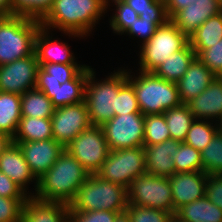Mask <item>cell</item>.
<instances>
[{"mask_svg":"<svg viewBox=\"0 0 222 222\" xmlns=\"http://www.w3.org/2000/svg\"><path fill=\"white\" fill-rule=\"evenodd\" d=\"M113 109L115 115L141 113L133 84L129 80L120 87Z\"/></svg>","mask_w":222,"mask_h":222,"instance_id":"obj_39","label":"cell"},{"mask_svg":"<svg viewBox=\"0 0 222 222\" xmlns=\"http://www.w3.org/2000/svg\"><path fill=\"white\" fill-rule=\"evenodd\" d=\"M48 34V29L41 26L35 36L34 52L39 66L48 63L77 64L74 61L73 53L69 51V46L59 40L58 42L51 40L52 37L48 36Z\"/></svg>","mask_w":222,"mask_h":222,"instance_id":"obj_22","label":"cell"},{"mask_svg":"<svg viewBox=\"0 0 222 222\" xmlns=\"http://www.w3.org/2000/svg\"><path fill=\"white\" fill-rule=\"evenodd\" d=\"M115 222H131V219L128 213L125 211L117 215Z\"/></svg>","mask_w":222,"mask_h":222,"instance_id":"obj_50","label":"cell"},{"mask_svg":"<svg viewBox=\"0 0 222 222\" xmlns=\"http://www.w3.org/2000/svg\"><path fill=\"white\" fill-rule=\"evenodd\" d=\"M35 52L0 66V91L22 95L36 87L39 68Z\"/></svg>","mask_w":222,"mask_h":222,"instance_id":"obj_13","label":"cell"},{"mask_svg":"<svg viewBox=\"0 0 222 222\" xmlns=\"http://www.w3.org/2000/svg\"><path fill=\"white\" fill-rule=\"evenodd\" d=\"M218 4L222 8V0H218Z\"/></svg>","mask_w":222,"mask_h":222,"instance_id":"obj_52","label":"cell"},{"mask_svg":"<svg viewBox=\"0 0 222 222\" xmlns=\"http://www.w3.org/2000/svg\"><path fill=\"white\" fill-rule=\"evenodd\" d=\"M53 138L51 118L21 117L13 142L41 141Z\"/></svg>","mask_w":222,"mask_h":222,"instance_id":"obj_28","label":"cell"},{"mask_svg":"<svg viewBox=\"0 0 222 222\" xmlns=\"http://www.w3.org/2000/svg\"><path fill=\"white\" fill-rule=\"evenodd\" d=\"M195 57L196 53L188 43L182 50L171 54L153 73L166 81L177 83Z\"/></svg>","mask_w":222,"mask_h":222,"instance_id":"obj_25","label":"cell"},{"mask_svg":"<svg viewBox=\"0 0 222 222\" xmlns=\"http://www.w3.org/2000/svg\"><path fill=\"white\" fill-rule=\"evenodd\" d=\"M198 58L219 77L222 74V39L212 47L204 49Z\"/></svg>","mask_w":222,"mask_h":222,"instance_id":"obj_42","label":"cell"},{"mask_svg":"<svg viewBox=\"0 0 222 222\" xmlns=\"http://www.w3.org/2000/svg\"><path fill=\"white\" fill-rule=\"evenodd\" d=\"M221 11L218 0H196L179 10L170 20L189 37L207 19Z\"/></svg>","mask_w":222,"mask_h":222,"instance_id":"obj_16","label":"cell"},{"mask_svg":"<svg viewBox=\"0 0 222 222\" xmlns=\"http://www.w3.org/2000/svg\"><path fill=\"white\" fill-rule=\"evenodd\" d=\"M131 222H171L173 214L155 208L128 205L126 208Z\"/></svg>","mask_w":222,"mask_h":222,"instance_id":"obj_40","label":"cell"},{"mask_svg":"<svg viewBox=\"0 0 222 222\" xmlns=\"http://www.w3.org/2000/svg\"><path fill=\"white\" fill-rule=\"evenodd\" d=\"M54 0H11L12 15L41 21L50 11Z\"/></svg>","mask_w":222,"mask_h":222,"instance_id":"obj_37","label":"cell"},{"mask_svg":"<svg viewBox=\"0 0 222 222\" xmlns=\"http://www.w3.org/2000/svg\"><path fill=\"white\" fill-rule=\"evenodd\" d=\"M207 179L208 175L203 171L174 173L169 177L174 213L180 207L205 196Z\"/></svg>","mask_w":222,"mask_h":222,"instance_id":"obj_15","label":"cell"},{"mask_svg":"<svg viewBox=\"0 0 222 222\" xmlns=\"http://www.w3.org/2000/svg\"><path fill=\"white\" fill-rule=\"evenodd\" d=\"M26 200L0 197V222H21L22 208Z\"/></svg>","mask_w":222,"mask_h":222,"instance_id":"obj_41","label":"cell"},{"mask_svg":"<svg viewBox=\"0 0 222 222\" xmlns=\"http://www.w3.org/2000/svg\"><path fill=\"white\" fill-rule=\"evenodd\" d=\"M55 109L48 96L36 88L21 95L22 117L51 118Z\"/></svg>","mask_w":222,"mask_h":222,"instance_id":"obj_30","label":"cell"},{"mask_svg":"<svg viewBox=\"0 0 222 222\" xmlns=\"http://www.w3.org/2000/svg\"><path fill=\"white\" fill-rule=\"evenodd\" d=\"M217 76L196 56L177 82L182 104L199 96Z\"/></svg>","mask_w":222,"mask_h":222,"instance_id":"obj_17","label":"cell"},{"mask_svg":"<svg viewBox=\"0 0 222 222\" xmlns=\"http://www.w3.org/2000/svg\"><path fill=\"white\" fill-rule=\"evenodd\" d=\"M205 196L222 209V174L208 175Z\"/></svg>","mask_w":222,"mask_h":222,"instance_id":"obj_46","label":"cell"},{"mask_svg":"<svg viewBox=\"0 0 222 222\" xmlns=\"http://www.w3.org/2000/svg\"><path fill=\"white\" fill-rule=\"evenodd\" d=\"M0 16H12L11 0H0Z\"/></svg>","mask_w":222,"mask_h":222,"instance_id":"obj_48","label":"cell"},{"mask_svg":"<svg viewBox=\"0 0 222 222\" xmlns=\"http://www.w3.org/2000/svg\"><path fill=\"white\" fill-rule=\"evenodd\" d=\"M53 139L67 146L76 136L92 124L86 102L56 108L51 117Z\"/></svg>","mask_w":222,"mask_h":222,"instance_id":"obj_12","label":"cell"},{"mask_svg":"<svg viewBox=\"0 0 222 222\" xmlns=\"http://www.w3.org/2000/svg\"><path fill=\"white\" fill-rule=\"evenodd\" d=\"M110 0H54L40 21L46 29L58 28L74 37L86 36L107 10ZM49 26V27H48Z\"/></svg>","mask_w":222,"mask_h":222,"instance_id":"obj_1","label":"cell"},{"mask_svg":"<svg viewBox=\"0 0 222 222\" xmlns=\"http://www.w3.org/2000/svg\"><path fill=\"white\" fill-rule=\"evenodd\" d=\"M118 212L98 210L92 212L69 211V222H115Z\"/></svg>","mask_w":222,"mask_h":222,"instance_id":"obj_43","label":"cell"},{"mask_svg":"<svg viewBox=\"0 0 222 222\" xmlns=\"http://www.w3.org/2000/svg\"><path fill=\"white\" fill-rule=\"evenodd\" d=\"M203 172L206 175L222 174V131L219 130L211 142L201 150Z\"/></svg>","mask_w":222,"mask_h":222,"instance_id":"obj_35","label":"cell"},{"mask_svg":"<svg viewBox=\"0 0 222 222\" xmlns=\"http://www.w3.org/2000/svg\"><path fill=\"white\" fill-rule=\"evenodd\" d=\"M21 222H69V205L42 201L30 194L22 208Z\"/></svg>","mask_w":222,"mask_h":222,"instance_id":"obj_19","label":"cell"},{"mask_svg":"<svg viewBox=\"0 0 222 222\" xmlns=\"http://www.w3.org/2000/svg\"><path fill=\"white\" fill-rule=\"evenodd\" d=\"M176 173L203 171L201 151L185 142H181L176 152L171 155Z\"/></svg>","mask_w":222,"mask_h":222,"instance_id":"obj_34","label":"cell"},{"mask_svg":"<svg viewBox=\"0 0 222 222\" xmlns=\"http://www.w3.org/2000/svg\"><path fill=\"white\" fill-rule=\"evenodd\" d=\"M90 173L64 150L54 165L38 179L36 199L69 205Z\"/></svg>","mask_w":222,"mask_h":222,"instance_id":"obj_2","label":"cell"},{"mask_svg":"<svg viewBox=\"0 0 222 222\" xmlns=\"http://www.w3.org/2000/svg\"><path fill=\"white\" fill-rule=\"evenodd\" d=\"M134 77L127 71V79L133 84L141 113L163 114L181 105L177 83L157 77L153 72H139Z\"/></svg>","mask_w":222,"mask_h":222,"instance_id":"obj_5","label":"cell"},{"mask_svg":"<svg viewBox=\"0 0 222 222\" xmlns=\"http://www.w3.org/2000/svg\"><path fill=\"white\" fill-rule=\"evenodd\" d=\"M40 21L23 16H0V66L34 53Z\"/></svg>","mask_w":222,"mask_h":222,"instance_id":"obj_4","label":"cell"},{"mask_svg":"<svg viewBox=\"0 0 222 222\" xmlns=\"http://www.w3.org/2000/svg\"><path fill=\"white\" fill-rule=\"evenodd\" d=\"M157 25L152 20L141 19L140 17L125 32L129 35L143 38V43L147 42L155 33Z\"/></svg>","mask_w":222,"mask_h":222,"instance_id":"obj_45","label":"cell"},{"mask_svg":"<svg viewBox=\"0 0 222 222\" xmlns=\"http://www.w3.org/2000/svg\"><path fill=\"white\" fill-rule=\"evenodd\" d=\"M168 139H171V136L164 115H145L144 146L160 144Z\"/></svg>","mask_w":222,"mask_h":222,"instance_id":"obj_36","label":"cell"},{"mask_svg":"<svg viewBox=\"0 0 222 222\" xmlns=\"http://www.w3.org/2000/svg\"><path fill=\"white\" fill-rule=\"evenodd\" d=\"M166 12L171 19L179 10L185 8L196 0H164Z\"/></svg>","mask_w":222,"mask_h":222,"instance_id":"obj_47","label":"cell"},{"mask_svg":"<svg viewBox=\"0 0 222 222\" xmlns=\"http://www.w3.org/2000/svg\"><path fill=\"white\" fill-rule=\"evenodd\" d=\"M180 143L168 139L160 144L144 146L146 173L168 178L176 173L171 155L176 152Z\"/></svg>","mask_w":222,"mask_h":222,"instance_id":"obj_20","label":"cell"},{"mask_svg":"<svg viewBox=\"0 0 222 222\" xmlns=\"http://www.w3.org/2000/svg\"><path fill=\"white\" fill-rule=\"evenodd\" d=\"M141 19L152 20L157 26L170 20L164 0H123Z\"/></svg>","mask_w":222,"mask_h":222,"instance_id":"obj_32","label":"cell"},{"mask_svg":"<svg viewBox=\"0 0 222 222\" xmlns=\"http://www.w3.org/2000/svg\"><path fill=\"white\" fill-rule=\"evenodd\" d=\"M89 66H85L72 80L66 81L56 89H38L45 93L55 108L85 101V86Z\"/></svg>","mask_w":222,"mask_h":222,"instance_id":"obj_23","label":"cell"},{"mask_svg":"<svg viewBox=\"0 0 222 222\" xmlns=\"http://www.w3.org/2000/svg\"><path fill=\"white\" fill-rule=\"evenodd\" d=\"M13 143L20 147L24 159L37 180L54 165L60 154L65 150V147L53 138Z\"/></svg>","mask_w":222,"mask_h":222,"instance_id":"obj_14","label":"cell"},{"mask_svg":"<svg viewBox=\"0 0 222 222\" xmlns=\"http://www.w3.org/2000/svg\"><path fill=\"white\" fill-rule=\"evenodd\" d=\"M25 191L13 182L7 175L0 171V197L14 198V199H27Z\"/></svg>","mask_w":222,"mask_h":222,"instance_id":"obj_44","label":"cell"},{"mask_svg":"<svg viewBox=\"0 0 222 222\" xmlns=\"http://www.w3.org/2000/svg\"><path fill=\"white\" fill-rule=\"evenodd\" d=\"M21 117V95L0 91V132L13 138Z\"/></svg>","mask_w":222,"mask_h":222,"instance_id":"obj_29","label":"cell"},{"mask_svg":"<svg viewBox=\"0 0 222 222\" xmlns=\"http://www.w3.org/2000/svg\"><path fill=\"white\" fill-rule=\"evenodd\" d=\"M13 142L12 138L6 133L0 132V155Z\"/></svg>","mask_w":222,"mask_h":222,"instance_id":"obj_49","label":"cell"},{"mask_svg":"<svg viewBox=\"0 0 222 222\" xmlns=\"http://www.w3.org/2000/svg\"><path fill=\"white\" fill-rule=\"evenodd\" d=\"M128 206L127 188L90 174L69 204V211L92 212L106 210L122 213Z\"/></svg>","mask_w":222,"mask_h":222,"instance_id":"obj_3","label":"cell"},{"mask_svg":"<svg viewBox=\"0 0 222 222\" xmlns=\"http://www.w3.org/2000/svg\"><path fill=\"white\" fill-rule=\"evenodd\" d=\"M175 214L188 222H222V209L206 196L180 207Z\"/></svg>","mask_w":222,"mask_h":222,"instance_id":"obj_27","label":"cell"},{"mask_svg":"<svg viewBox=\"0 0 222 222\" xmlns=\"http://www.w3.org/2000/svg\"><path fill=\"white\" fill-rule=\"evenodd\" d=\"M86 65L48 63L38 68L36 89H56L72 80Z\"/></svg>","mask_w":222,"mask_h":222,"instance_id":"obj_24","label":"cell"},{"mask_svg":"<svg viewBox=\"0 0 222 222\" xmlns=\"http://www.w3.org/2000/svg\"><path fill=\"white\" fill-rule=\"evenodd\" d=\"M144 118L142 113L114 115L101 127L110 150L144 146Z\"/></svg>","mask_w":222,"mask_h":222,"instance_id":"obj_11","label":"cell"},{"mask_svg":"<svg viewBox=\"0 0 222 222\" xmlns=\"http://www.w3.org/2000/svg\"><path fill=\"white\" fill-rule=\"evenodd\" d=\"M128 205L155 208L174 214L172 189L168 177L144 173L127 189Z\"/></svg>","mask_w":222,"mask_h":222,"instance_id":"obj_9","label":"cell"},{"mask_svg":"<svg viewBox=\"0 0 222 222\" xmlns=\"http://www.w3.org/2000/svg\"><path fill=\"white\" fill-rule=\"evenodd\" d=\"M0 171L19 185L25 192H27L26 184L35 180V191L37 190L38 180L32 174L17 144L12 142L0 155Z\"/></svg>","mask_w":222,"mask_h":222,"instance_id":"obj_21","label":"cell"},{"mask_svg":"<svg viewBox=\"0 0 222 222\" xmlns=\"http://www.w3.org/2000/svg\"><path fill=\"white\" fill-rule=\"evenodd\" d=\"M67 150L90 173L96 174L105 161L110 149L101 126L91 125L76 136Z\"/></svg>","mask_w":222,"mask_h":222,"instance_id":"obj_10","label":"cell"},{"mask_svg":"<svg viewBox=\"0 0 222 222\" xmlns=\"http://www.w3.org/2000/svg\"><path fill=\"white\" fill-rule=\"evenodd\" d=\"M127 70L112 73L101 82H95V72L89 66V74L85 86V102L92 125L102 126L114 115L116 96L120 87L128 80Z\"/></svg>","mask_w":222,"mask_h":222,"instance_id":"obj_6","label":"cell"},{"mask_svg":"<svg viewBox=\"0 0 222 222\" xmlns=\"http://www.w3.org/2000/svg\"><path fill=\"white\" fill-rule=\"evenodd\" d=\"M171 139L184 142L192 122L195 120L186 104H181L163 113Z\"/></svg>","mask_w":222,"mask_h":222,"instance_id":"obj_31","label":"cell"},{"mask_svg":"<svg viewBox=\"0 0 222 222\" xmlns=\"http://www.w3.org/2000/svg\"><path fill=\"white\" fill-rule=\"evenodd\" d=\"M171 222H188L186 220L181 219L180 217H178L175 213L172 216Z\"/></svg>","mask_w":222,"mask_h":222,"instance_id":"obj_51","label":"cell"},{"mask_svg":"<svg viewBox=\"0 0 222 222\" xmlns=\"http://www.w3.org/2000/svg\"><path fill=\"white\" fill-rule=\"evenodd\" d=\"M116 5V12L110 20L114 33L124 34L128 28L139 18V15L123 0H112Z\"/></svg>","mask_w":222,"mask_h":222,"instance_id":"obj_38","label":"cell"},{"mask_svg":"<svg viewBox=\"0 0 222 222\" xmlns=\"http://www.w3.org/2000/svg\"><path fill=\"white\" fill-rule=\"evenodd\" d=\"M222 39V11L207 19L188 37L196 56Z\"/></svg>","mask_w":222,"mask_h":222,"instance_id":"obj_26","label":"cell"},{"mask_svg":"<svg viewBox=\"0 0 222 222\" xmlns=\"http://www.w3.org/2000/svg\"><path fill=\"white\" fill-rule=\"evenodd\" d=\"M207 120L195 119L187 132L185 143L196 150H203L213 139L215 134L220 130V124L212 125Z\"/></svg>","mask_w":222,"mask_h":222,"instance_id":"obj_33","label":"cell"},{"mask_svg":"<svg viewBox=\"0 0 222 222\" xmlns=\"http://www.w3.org/2000/svg\"><path fill=\"white\" fill-rule=\"evenodd\" d=\"M195 119L222 121V79L216 77L197 97L186 103ZM219 117V118H218Z\"/></svg>","mask_w":222,"mask_h":222,"instance_id":"obj_18","label":"cell"},{"mask_svg":"<svg viewBox=\"0 0 222 222\" xmlns=\"http://www.w3.org/2000/svg\"><path fill=\"white\" fill-rule=\"evenodd\" d=\"M219 124H220V130L222 131V121Z\"/></svg>","mask_w":222,"mask_h":222,"instance_id":"obj_53","label":"cell"},{"mask_svg":"<svg viewBox=\"0 0 222 222\" xmlns=\"http://www.w3.org/2000/svg\"><path fill=\"white\" fill-rule=\"evenodd\" d=\"M146 173L144 146L110 150L100 170L101 178L128 189L134 178Z\"/></svg>","mask_w":222,"mask_h":222,"instance_id":"obj_8","label":"cell"},{"mask_svg":"<svg viewBox=\"0 0 222 222\" xmlns=\"http://www.w3.org/2000/svg\"><path fill=\"white\" fill-rule=\"evenodd\" d=\"M188 37L171 21L158 26L150 39L140 46V71L153 72L171 54L182 50Z\"/></svg>","mask_w":222,"mask_h":222,"instance_id":"obj_7","label":"cell"}]
</instances>
